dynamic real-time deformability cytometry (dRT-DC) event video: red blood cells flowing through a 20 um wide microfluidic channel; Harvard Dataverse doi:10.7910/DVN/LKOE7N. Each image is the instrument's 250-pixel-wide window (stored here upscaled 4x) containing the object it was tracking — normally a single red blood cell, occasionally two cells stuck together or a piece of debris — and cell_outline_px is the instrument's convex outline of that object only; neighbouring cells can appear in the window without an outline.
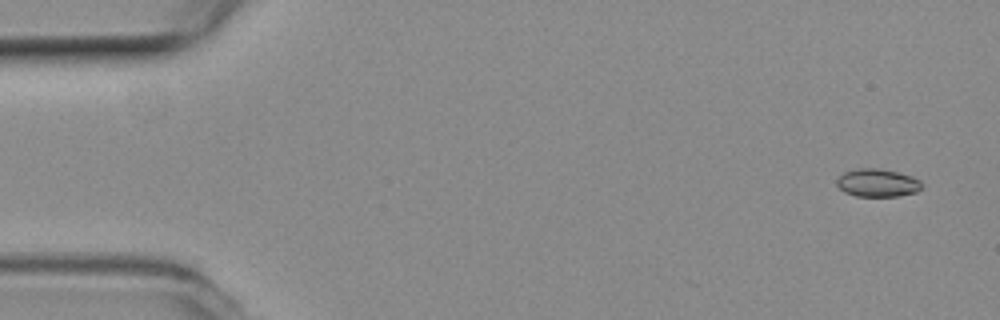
{"species": "common noctule bat (a hibernating species)", "species_latin": "Nyctalus noctula", "temperature_condition": "room temperature", "stored_images_in_passage": 7, "camera_frame_rate_fps": 3000, "um_per_image_px": 0.085, "animal": {"sex": "female", "body_mass_g": 19.3, "forearm_length_mm": 54.1}, "frame": {"image": 1, "passage_image": 1, "time_ms": 0.0, "image_size_px": [1000, 320], "cell_outline_px": [[924, 184], [916, 192], [900, 196], [856, 196], [844, 192], [836, 184], [836, 180], [844, 172], [860, 168], [880, 168], [912, 176], [920, 180]], "centroid_in_image_um": [74.6, 15.54], "position_along_channel_um": 10.4, "area_um2": 13.87}}
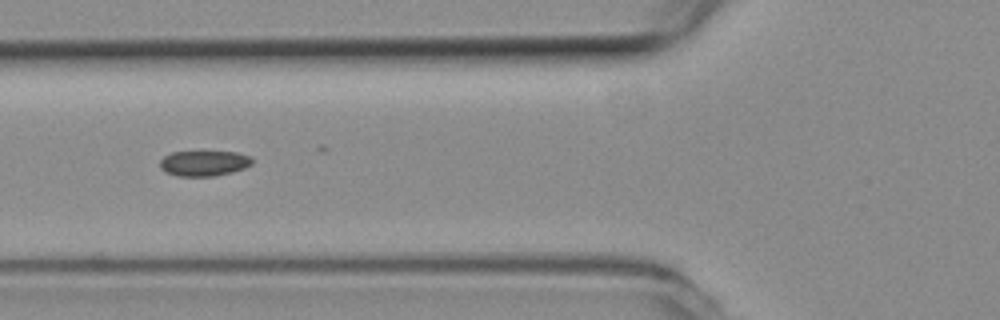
{"frame": {"image": 2, "passage_image": 6, "time_ms": 1.667, "image_size_px": [1000, 320], "cell_outline_px": [[252, 164], [244, 168], [232, 172], [216, 176], [176, 176], [164, 172], [160, 168], [160, 160], [164, 156], [172, 152], [236, 152], [252, 156]], "centroid_in_image_um": [17.33, 13.88], "position_along_channel_um": 108.5, "area_um2": 13.76}}
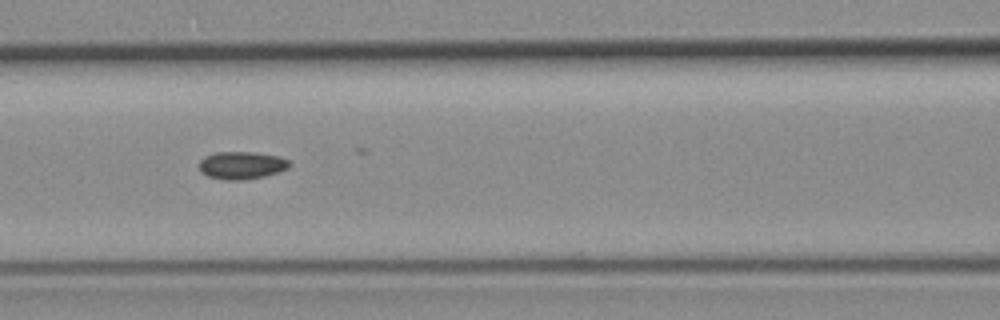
{"frame": {"image": 3, "passage_image": 7, "time_ms": 2.0, "image_size_px": [1000, 320], "cell_outline_px": [[292, 164], [288, 168], [264, 176], [244, 180], [224, 180], [208, 176], [200, 172], [200, 160], [204, 156], [216, 152], [252, 152], [280, 156], [288, 160]], "centroid_in_image_um": [20.53, 14.05], "position_along_channel_um": 146.1, "area_um2": 14.57}}